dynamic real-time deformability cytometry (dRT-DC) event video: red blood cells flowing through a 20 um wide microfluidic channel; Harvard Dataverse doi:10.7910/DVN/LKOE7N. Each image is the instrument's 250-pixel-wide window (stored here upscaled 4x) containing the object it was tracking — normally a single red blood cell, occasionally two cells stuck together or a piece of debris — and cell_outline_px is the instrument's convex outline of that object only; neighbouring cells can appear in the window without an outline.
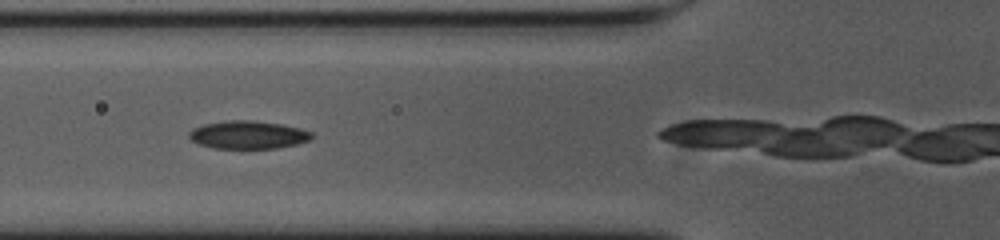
{"species": "common noctule bat (a hibernating species)", "species_latin": "Nyctalus noctula", "temperature_condition": "cold", "stored_images_in_passage": 14, "camera_frame_rate_fps": 3000, "um_per_image_px": 0.085, "animal": {"sex": "female", "body_mass_g": 23.0, "forearm_length_mm": 53.4}, "frame": {"image": 1, "passage_image": 5, "time_ms": 1.333, "image_size_px": [1000, 240], "cell_outline_px": [[312, 136], [308, 140], [296, 144], [276, 148], [212, 148], [200, 144], [192, 140], [188, 136], [188, 132], [192, 128], [204, 124], [228, 120], [256, 120], [280, 124], [300, 128], [312, 132]], "centroid_in_image_um": [21.05, 11.45], "position_along_channel_um": 104.7, "area_um2": 19.94}}
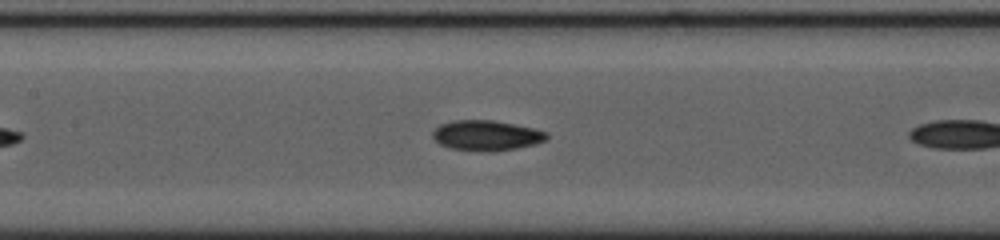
{"frame": {"image": 2, "passage_image": 10, "time_ms": 3.0, "image_size_px": [1000, 240], "cell_outline_px": [[548, 136], [544, 140], [536, 144], [496, 152], [488, 152], [452, 148], [440, 144], [432, 136], [432, 132], [440, 124], [452, 120], [492, 120], [532, 128], [548, 132]], "centroid_in_image_um": [41.34, 11.52], "position_along_channel_um": 166.1, "area_um2": 20.0}}